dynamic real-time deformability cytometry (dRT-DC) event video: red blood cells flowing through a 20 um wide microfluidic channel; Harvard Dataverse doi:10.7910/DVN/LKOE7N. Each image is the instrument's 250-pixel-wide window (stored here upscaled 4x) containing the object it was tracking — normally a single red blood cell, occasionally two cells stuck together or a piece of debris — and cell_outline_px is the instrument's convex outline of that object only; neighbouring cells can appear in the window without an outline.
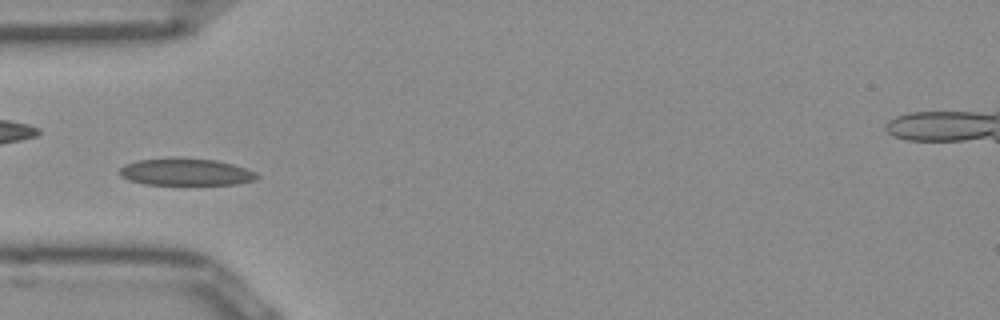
{"species": "Egyptian fruit bat (a non-hibernating species)", "species_latin": "Rousettus aegyptiacus", "temperature_condition": "room temperature", "stored_images_in_passage": 36, "camera_frame_rate_fps": 3000, "um_per_image_px": 0.085, "frame": {"image": 1, "passage_image": 1, "time_ms": 0.0, "image_size_px": [1000, 320], "cell_outline_px": [[260, 176], [256, 180], [236, 184], [144, 184], [128, 180], [120, 176], [116, 172], [124, 164], [136, 160], [172, 156], [216, 160], [232, 164], [256, 172]], "centroid_in_image_um": [15.73, 14.59], "position_along_channel_um": 69.3, "area_um2": 22.14}}
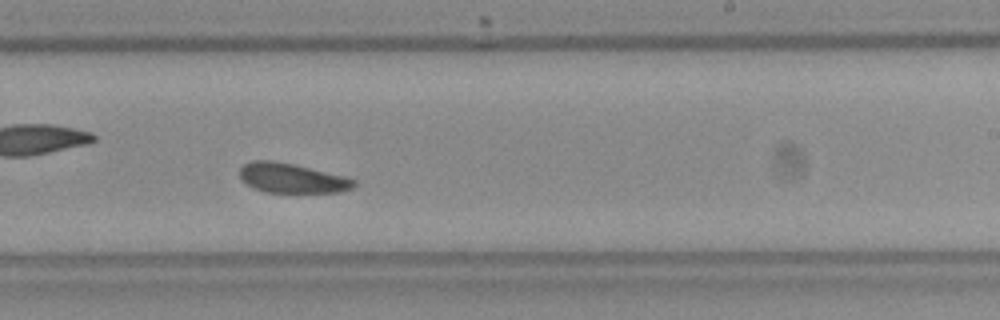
{"frame": {"image": 2, "passage_image": 16, "time_ms": 5.0, "image_size_px": [1000, 320], "cell_outline_px": [[356, 184], [352, 188], [340, 192], [264, 192], [252, 188], [240, 180], [240, 168], [244, 164], [252, 160], [272, 160], [292, 164], [344, 176], [356, 180]], "centroid_in_image_um": [24.76, 15.14], "position_along_channel_um": 264.2, "area_um2": 19.71}}
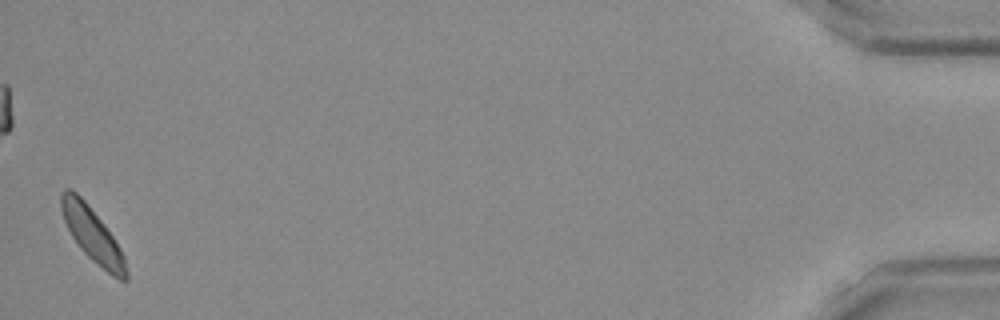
{"frame": {"image": 3, "passage_image": 36, "time_ms": 11.667, "image_size_px": [1000, 320], "cell_outline_px": [[128, 280], [120, 280], [112, 276], [96, 264], [80, 248], [72, 236], [64, 220], [60, 208], [60, 192], [64, 188], [72, 188], [84, 200], [104, 224], [120, 248], [124, 256], [128, 272]], "centroid_in_image_um": [7.84, 19.95], "position_along_channel_um": 427.4, "area_um2": 20.4}, "authors_computed_cell_mechanics": {"area_um2": 20.4612, "velocity_mm_per_s": 3.8893, "shape_relaxation_time_tau1_ms": 3.8954, "shape_relaxation_time_tau2_ms": 6.2446, "deformation_change_tau1": 0.1087, "deformation_change_tau2": 0.1232}}